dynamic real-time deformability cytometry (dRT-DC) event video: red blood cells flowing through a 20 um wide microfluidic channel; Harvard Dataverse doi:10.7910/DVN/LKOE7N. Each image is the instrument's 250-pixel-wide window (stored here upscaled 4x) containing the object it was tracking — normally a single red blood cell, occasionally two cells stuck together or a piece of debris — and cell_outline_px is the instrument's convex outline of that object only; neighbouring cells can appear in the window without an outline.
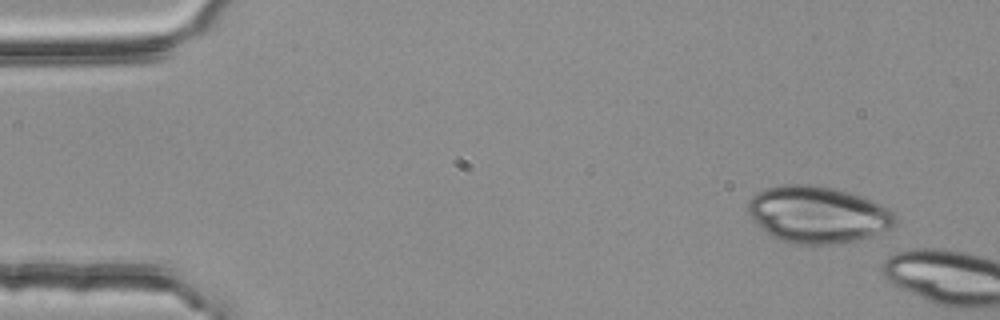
{"species": "common noctule bat (a hibernating species)", "species_latin": "Nyctalus noctula", "temperature_condition": "room temperature", "stored_images_in_passage": 4, "segment_of_instrument_passage": [2, 2], "camera_frame_rate_fps": 3000, "um_per_image_px": 0.085, "animal": {"sex": "female", "body_mass_g": 25.1}, "frame": {"image": 1, "passage_image": 4, "time_ms": 1.0, "image_size_px": [1000, 320], "cell_outline_px": [[896, 224], [892, 228], [872, 236], [856, 240], [832, 244], [800, 244], [784, 240], [772, 236], [760, 228], [756, 224], [748, 212], [748, 200], [752, 196], [768, 188], [784, 184], [808, 184], [832, 188], [848, 192], [872, 200], [888, 208], [896, 216]], "centroid_in_image_um": [69.52, 18.24], "position_along_channel_um": 15.5, "area_um2": 48.44}}